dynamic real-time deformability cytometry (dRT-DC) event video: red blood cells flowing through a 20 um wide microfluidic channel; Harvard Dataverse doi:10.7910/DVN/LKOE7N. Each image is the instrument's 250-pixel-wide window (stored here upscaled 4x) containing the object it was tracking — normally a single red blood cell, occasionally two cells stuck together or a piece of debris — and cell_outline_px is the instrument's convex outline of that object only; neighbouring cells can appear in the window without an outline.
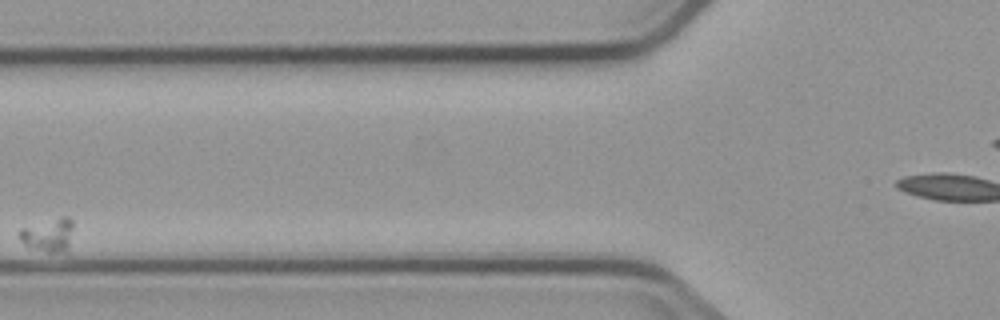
{"species": "common noctule bat (a hibernating species)", "species_latin": "Nyctalus noctula", "temperature_condition": "cold", "stored_images_in_passage": 7, "camera_frame_rate_fps": 3000, "um_per_image_px": 0.085, "animal": {"sex": "male", "body_mass_g": 23.1, "forearm_length_mm": 52.7}, "frame": {"image": 1, "passage_image": 3, "time_ms": 2.333, "image_size_px": [1000, 320], "cell_outline_px": [[72, 228], [68, 248], [64, 252], [48, 252], [28, 248], [16, 236], [20, 228], [60, 216], [68, 216], [72, 220]], "centroid_in_image_um": [4.06, 19.96], "position_along_channel_um": 121.7, "area_um2": 10.69}}